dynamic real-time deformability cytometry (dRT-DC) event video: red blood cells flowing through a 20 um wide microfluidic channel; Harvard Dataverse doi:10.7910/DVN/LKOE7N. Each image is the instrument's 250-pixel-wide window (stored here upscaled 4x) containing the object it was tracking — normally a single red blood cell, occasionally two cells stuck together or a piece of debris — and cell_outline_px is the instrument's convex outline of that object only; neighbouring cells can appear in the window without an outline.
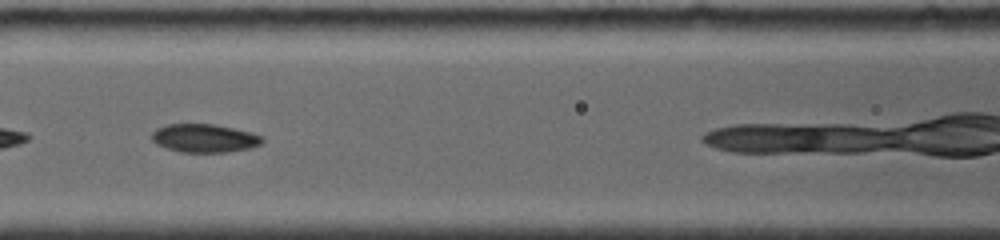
{"species": "common noctule bat (a hibernating species)", "species_latin": "Nyctalus noctula", "temperature_condition": "room temperature", "stored_images_in_passage": 30, "camera_frame_rate_fps": 4000, "um_per_image_px": 0.085, "animal": {"sex": "female", "body_mass_g": 19.0, "forearm_length_mm": 56.7}, "frame": {"image": 1, "passage_image": 5, "time_ms": 2.5, "image_size_px": [1000, 240], "cell_outline_px": [[264, 140], [260, 144], [248, 148], [224, 152], [180, 152], [156, 144], [152, 140], [152, 132], [156, 128], [168, 124], [216, 124], [252, 132], [260, 136]], "centroid_in_image_um": [17.35, 11.73], "position_along_channel_um": 149.2, "area_um2": 18.15}}